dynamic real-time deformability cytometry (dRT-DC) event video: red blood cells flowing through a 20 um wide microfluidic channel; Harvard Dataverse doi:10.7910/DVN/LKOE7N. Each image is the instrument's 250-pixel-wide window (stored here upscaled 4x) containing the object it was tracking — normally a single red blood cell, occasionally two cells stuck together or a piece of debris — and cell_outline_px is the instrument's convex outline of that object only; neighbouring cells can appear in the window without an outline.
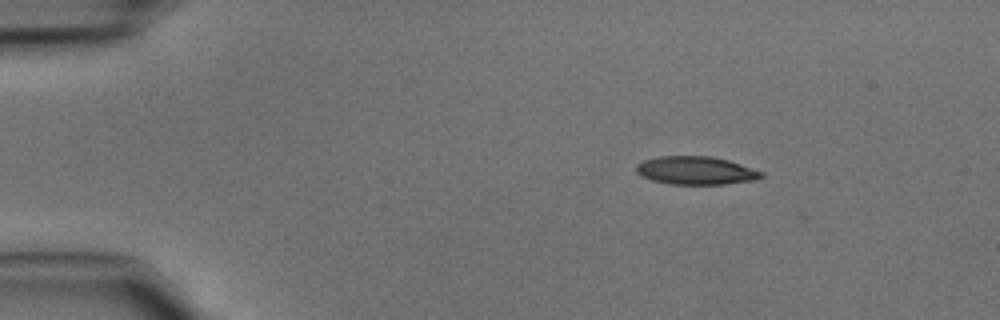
{"species": "common noctule bat (a hibernating species)", "species_latin": "Nyctalus noctula", "temperature_condition": "cold", "stored_images_in_passage": 40, "camera_frame_rate_fps": 3000, "um_per_image_px": 0.085, "animal": {"sex": "male", "body_mass_g": 15.6}, "frame": {"image": 1, "passage_image": 1, "time_ms": 0.0, "image_size_px": [1000, 320], "cell_outline_px": [[764, 176], [756, 180], [724, 184], [668, 184], [652, 180], [640, 176], [636, 172], [636, 164], [644, 160], [660, 156], [712, 156], [728, 160], [764, 172]], "centroid_in_image_um": [59.14, 14.49], "position_along_channel_um": 25.9, "area_um2": 20.63}}
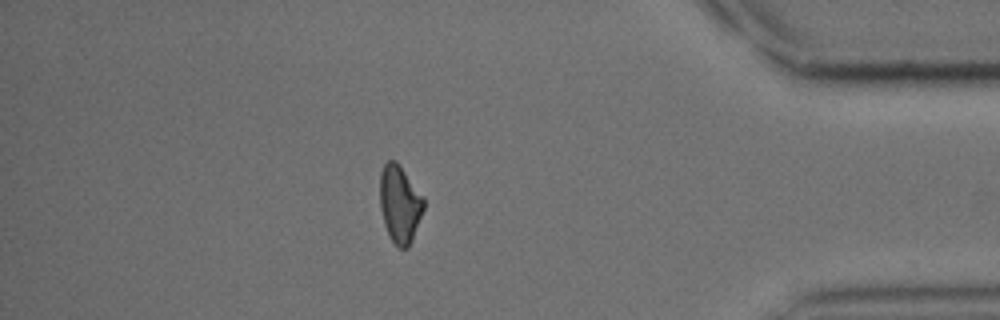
{"frame": {"image": 2, "passage_image": 34, "time_ms": 11.0, "image_size_px": [1000, 320], "cell_outline_px": [[424, 208], [412, 240], [408, 248], [400, 248], [392, 240], [384, 224], [380, 208], [380, 172], [384, 164], [388, 160], [396, 160], [424, 196]], "centroid_in_image_um": [33.98, 17.31], "position_along_channel_um": 401.2, "area_um2": 19.77}}
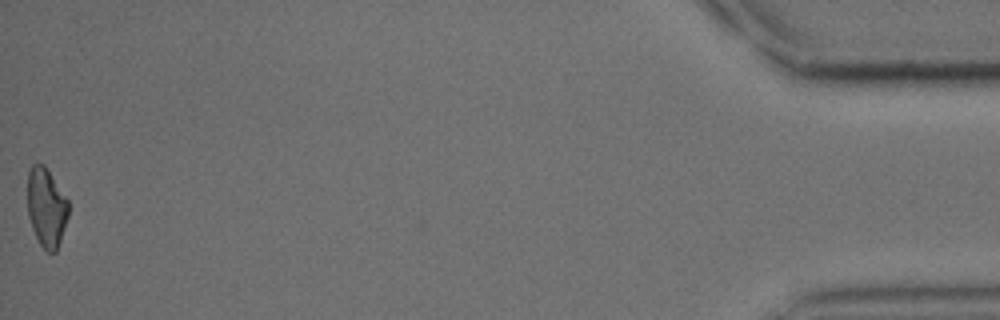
{"frame": {"image": 3, "passage_image": 40, "time_ms": 13.0, "image_size_px": [1000, 320], "cell_outline_px": [[68, 216], [56, 252], [48, 252], [40, 244], [32, 228], [28, 216], [28, 172], [32, 164], [44, 164], [68, 200]], "centroid_in_image_um": [3.94, 17.62], "position_along_channel_um": 431.3, "area_um2": 18.61}}